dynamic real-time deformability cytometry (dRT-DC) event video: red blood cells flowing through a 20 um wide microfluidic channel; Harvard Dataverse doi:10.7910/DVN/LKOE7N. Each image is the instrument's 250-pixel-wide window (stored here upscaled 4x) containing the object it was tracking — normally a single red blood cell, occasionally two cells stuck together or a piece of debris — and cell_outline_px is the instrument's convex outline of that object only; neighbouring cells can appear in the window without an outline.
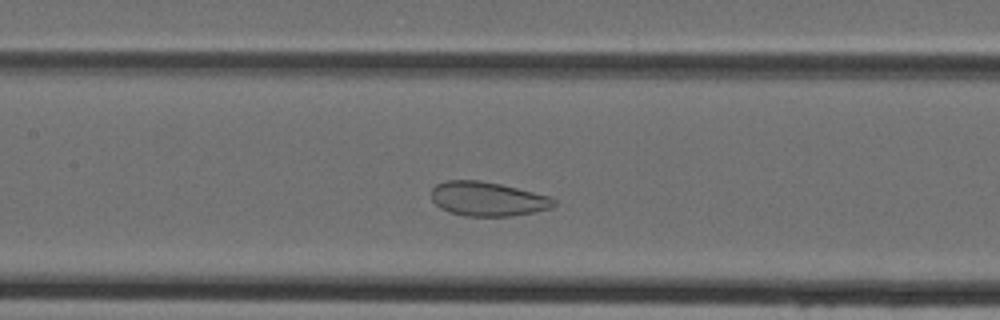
{"species": "Egyptian fruit bat (a non-hibernating species)", "species_latin": "Rousettus aegyptiacus", "temperature_condition": "cold", "stored_images_in_passage": 39, "camera_frame_rate_fps": 3000, "um_per_image_px": 0.085, "animal": {"sex": "female"}, "frame": {"image": 1, "passage_image": 14, "time_ms": 4.333, "image_size_px": [1000, 320], "cell_outline_px": [[556, 204], [552, 208], [512, 216], [464, 216], [448, 212], [440, 208], [432, 200], [432, 188], [436, 184], [448, 180], [480, 180], [500, 184], [548, 196], [556, 200]], "centroid_in_image_um": [41.42, 16.91], "position_along_channel_um": 166.0, "area_um2": 24.39}}
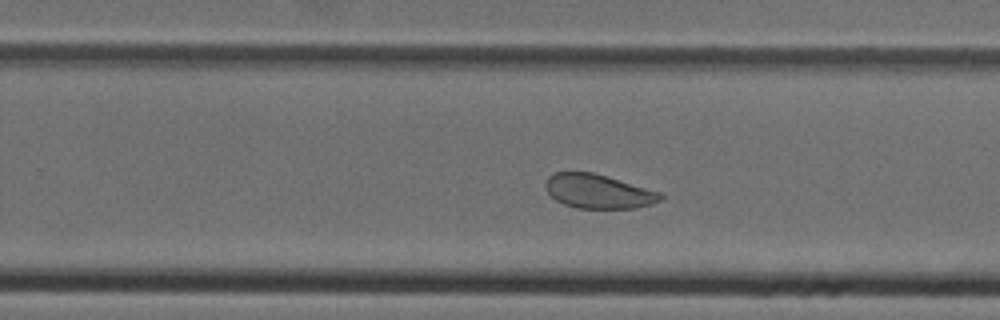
{"frame": {"image": 2, "passage_image": 22, "time_ms": 7.0, "image_size_px": [1000, 320], "cell_outline_px": [[664, 196], [660, 200], [652, 204], [636, 208], [576, 208], [564, 204], [556, 200], [544, 188], [544, 184], [548, 176], [556, 172], [592, 172], [664, 192]], "centroid_in_image_um": [50.88, 16.26], "position_along_channel_um": 278.9, "area_um2": 23.06}}
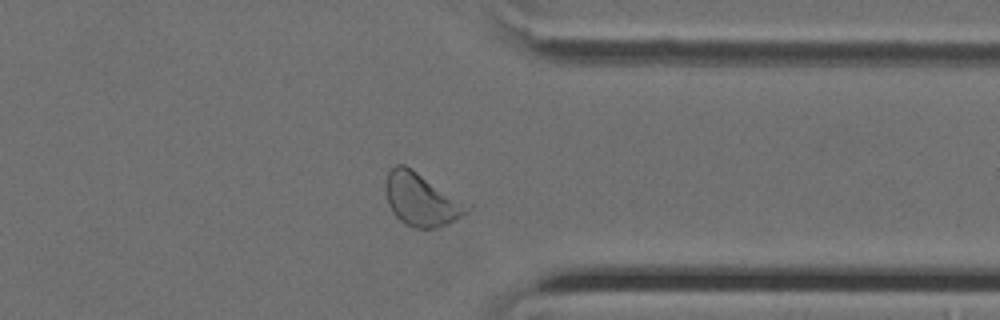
{"frame": {"image": 3, "passage_image": 29, "time_ms": 9.333, "image_size_px": [1000, 320], "cell_outline_px": [[472, 208], [468, 212], [456, 220], [448, 224], [436, 228], [416, 228], [400, 220], [392, 212], [388, 204], [384, 192], [384, 184], [388, 172], [396, 164], [404, 164], [412, 168], [472, 204]], "centroid_in_image_um": [35.85, 16.94], "position_along_channel_um": 375.6, "area_um2": 25.72}}